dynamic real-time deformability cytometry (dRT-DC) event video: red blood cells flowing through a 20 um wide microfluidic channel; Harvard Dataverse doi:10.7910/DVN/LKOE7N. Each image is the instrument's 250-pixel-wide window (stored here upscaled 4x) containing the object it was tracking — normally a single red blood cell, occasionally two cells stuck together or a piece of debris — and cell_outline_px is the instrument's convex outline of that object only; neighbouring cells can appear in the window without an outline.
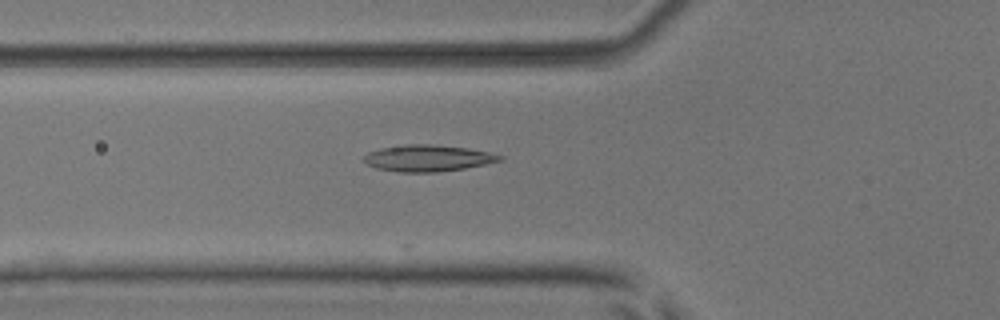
{"species": "common noctule bat (a hibernating species)", "species_latin": "Nyctalus noctula", "temperature_condition": "room temperature", "stored_images_in_passage": 35, "camera_frame_rate_fps": 3000, "um_per_image_px": 0.085, "animal": {"sex": "male", "body_mass_g": 17.9, "forearm_length_mm": 54.2}, "frame": {"image": 1, "passage_image": 4, "time_ms": 1.0, "image_size_px": [1000, 320], "cell_outline_px": [[504, 160], [464, 168], [436, 172], [400, 172], [376, 168], [368, 164], [364, 160], [364, 156], [368, 152], [380, 148], [404, 144], [428, 144], [468, 148], [488, 152], [504, 156]], "centroid_in_image_um": [36.36, 13.44], "position_along_channel_um": 89.4, "area_um2": 20.87}}
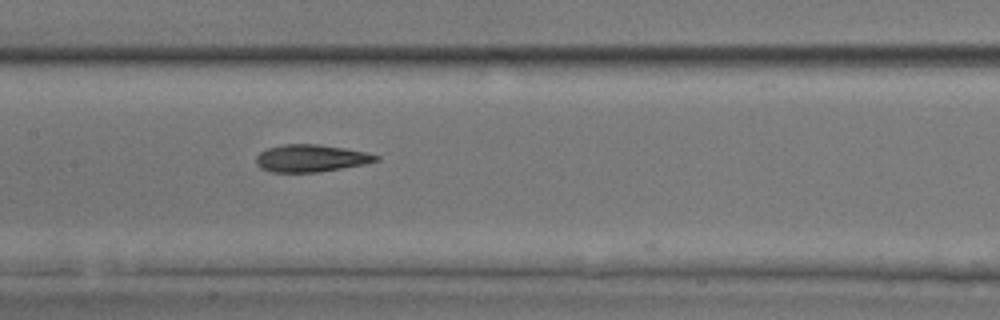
{"frame": {"image": 2, "passage_image": 11, "time_ms": 3.333, "image_size_px": [1000, 320], "cell_outline_px": [[380, 160], [364, 164], [316, 172], [268, 172], [260, 168], [256, 164], [256, 156], [260, 152], [268, 148], [284, 144], [320, 144], [344, 148], [364, 152], [380, 156]], "centroid_in_image_um": [26.39, 13.45], "position_along_channel_um": 181.0, "area_um2": 19.02}}
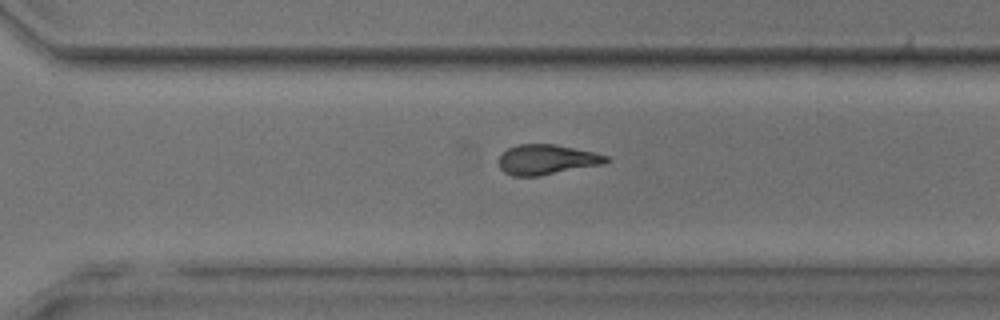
{"frame": {"image": 3, "passage_image": 22, "time_ms": 7.0, "image_size_px": [1000, 320], "cell_outline_px": [[612, 160], [604, 164], [536, 176], [512, 176], [504, 172], [500, 168], [500, 156], [508, 148], [520, 144], [556, 144], [592, 152], [608, 156]], "centroid_in_image_um": [46.49, 13.56], "position_along_channel_um": 324.1, "area_um2": 18.61}}